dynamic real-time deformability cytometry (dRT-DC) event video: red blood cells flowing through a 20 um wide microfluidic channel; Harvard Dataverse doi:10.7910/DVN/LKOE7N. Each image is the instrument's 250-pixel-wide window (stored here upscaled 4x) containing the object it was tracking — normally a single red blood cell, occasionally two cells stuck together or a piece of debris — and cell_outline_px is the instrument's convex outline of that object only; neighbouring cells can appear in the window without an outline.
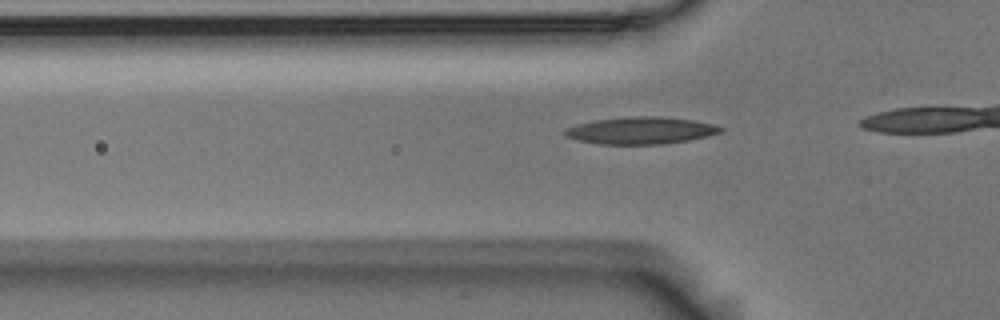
{"species": "Egyptian fruit bat (a non-hibernating species)", "species_latin": "Rousettus aegyptiacus", "temperature_condition": "room temperature", "stored_images_in_passage": 10, "camera_frame_rate_fps": 3000, "um_per_image_px": 0.085, "animal": {"sex": "male"}, "frame": {"image": 1, "passage_image": 7, "time_ms": 2.0, "image_size_px": [1000, 320], "cell_outline_px": [[724, 128], [720, 132], [708, 136], [688, 140], [660, 144], [600, 144], [580, 140], [564, 136], [564, 132], [568, 128], [580, 124], [596, 120], [644, 116], [652, 116], [692, 120], [712, 124]], "centroid_in_image_um": [54.49, 11.1], "position_along_channel_um": 71.3, "area_um2": 23.87}}